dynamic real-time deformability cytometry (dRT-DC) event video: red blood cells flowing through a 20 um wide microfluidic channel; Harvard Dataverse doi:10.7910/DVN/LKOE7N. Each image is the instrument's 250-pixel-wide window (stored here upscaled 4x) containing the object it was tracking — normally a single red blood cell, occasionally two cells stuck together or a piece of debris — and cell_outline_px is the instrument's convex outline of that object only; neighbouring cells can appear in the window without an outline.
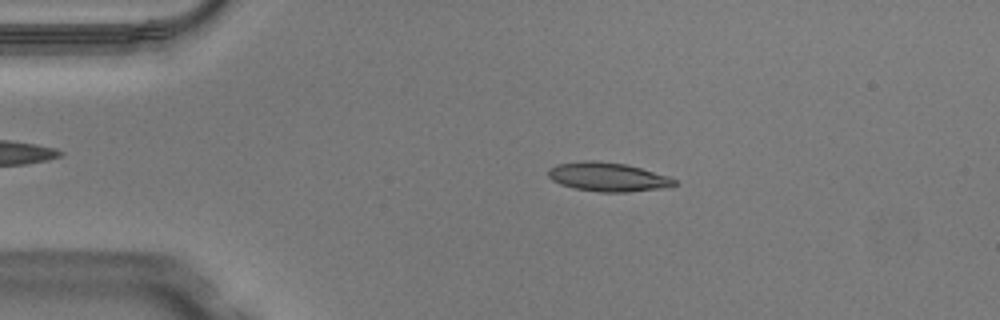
{"species": "Egyptian fruit bat (a non-hibernating species)", "species_latin": "Rousettus aegyptiacus", "temperature_condition": "warm", "stored_images_in_passage": 48, "camera_frame_rate_fps": 3000, "um_per_image_px": 0.085, "animal": {"sex": "male"}, "frame": {"image": 1, "passage_image": 9, "time_ms": 2.667, "image_size_px": [1000, 320], "cell_outline_px": [[680, 184], [672, 188], [628, 192], [600, 192], [572, 188], [560, 184], [552, 180], [548, 176], [548, 168], [556, 164], [584, 160], [596, 160], [628, 164], [668, 176], [676, 180]], "centroid_in_image_um": [51.71, 15.04], "position_along_channel_um": 33.3, "area_um2": 21.85}}
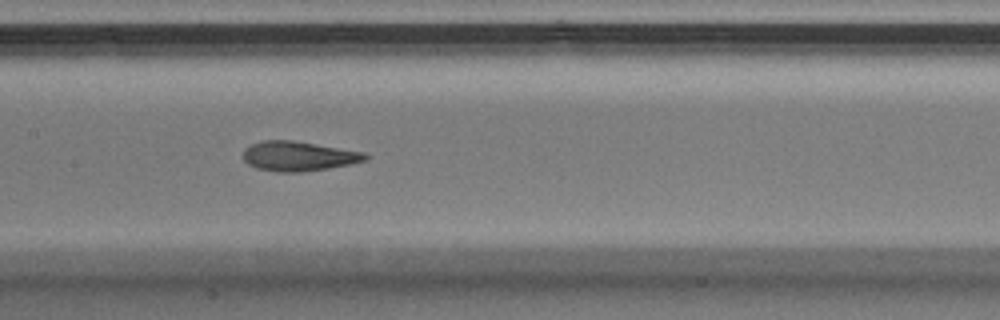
{"frame": {"image": 2, "passage_image": 23, "time_ms": 7.333, "image_size_px": [1000, 320], "cell_outline_px": [[368, 156], [364, 160], [348, 164], [328, 168], [300, 172], [276, 172], [256, 168], [248, 164], [244, 160], [244, 148], [252, 144], [264, 140], [292, 140], [364, 152]], "centroid_in_image_um": [25.32, 13.27], "position_along_channel_um": 182.1, "area_um2": 20.87}}
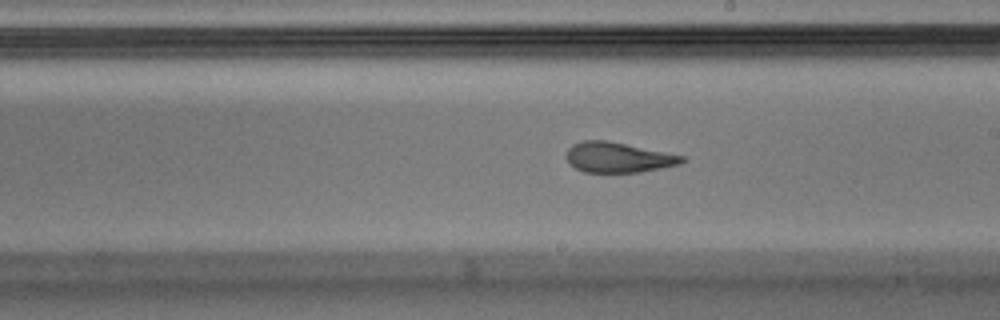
{"frame": {"image": 3, "passage_image": 27, "time_ms": 8.667, "image_size_px": [1000, 320], "cell_outline_px": [[688, 160], [680, 164], [640, 172], [584, 172], [568, 164], [564, 156], [568, 148], [572, 144], [580, 140], [608, 140], [684, 156]], "centroid_in_image_um": [52.49, 13.37], "position_along_channel_um": 236.5, "area_um2": 20.58}, "authors_computed_cell_mechanics": {"area_um2": 21.0392, "velocity_mm_per_s": 4.0934, "shape_relaxation_time_tau1_ms": 5.3401, "shape_relaxation_time_tau2_ms": 1.8287, "deformation_change_tau1": 0.2089, "deformation_change_tau2": 0.1101}}